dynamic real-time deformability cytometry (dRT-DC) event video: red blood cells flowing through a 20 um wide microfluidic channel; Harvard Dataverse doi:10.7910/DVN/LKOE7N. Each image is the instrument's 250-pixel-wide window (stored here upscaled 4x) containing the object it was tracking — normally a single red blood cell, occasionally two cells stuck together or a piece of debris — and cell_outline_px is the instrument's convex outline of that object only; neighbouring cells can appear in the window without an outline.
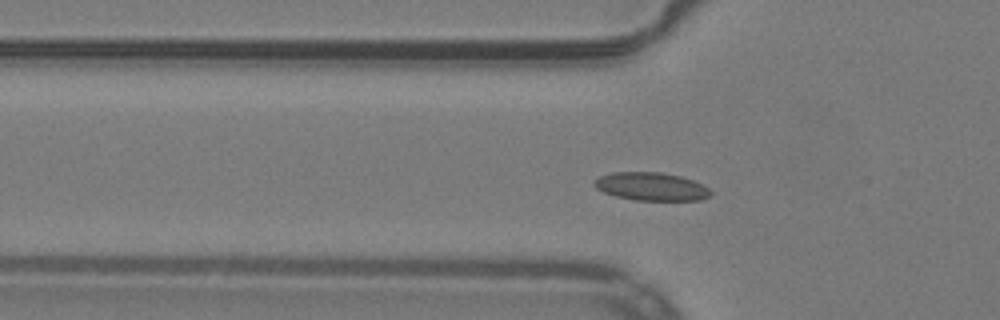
{"species": "common noctule bat (a hibernating species)", "species_latin": "Nyctalus noctula", "temperature_condition": "warm", "stored_images_in_passage": 40, "segment_of_instrument_passage": [1, 2], "camera_frame_rate_fps": 3000, "um_per_image_px": 0.085, "animal": {"sex": "male", "body_mass_g": 19.2, "forearm_length_mm": 51.8}, "frame": {"image": 1, "passage_image": 4, "time_ms": 1.0, "image_size_px": [1000, 320], "cell_outline_px": [[712, 196], [700, 200], [636, 200], [616, 196], [604, 192], [596, 188], [592, 184], [592, 180], [600, 176], [612, 172], [660, 172], [680, 176], [692, 180], [708, 188], [712, 192]], "centroid_in_image_um": [55.33, 15.85], "position_along_channel_um": 70.5, "area_um2": 19.07}}
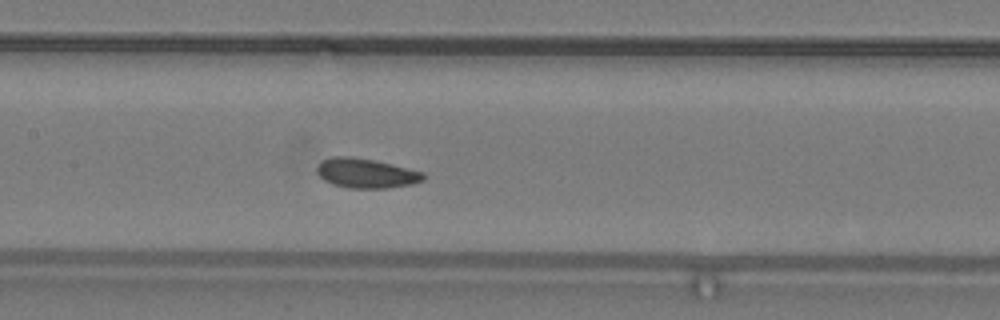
{"frame": {"image": 2, "passage_image": 12, "time_ms": 3.667, "image_size_px": [1000, 320], "cell_outline_px": [[424, 180], [412, 184], [388, 188], [348, 188], [332, 184], [324, 180], [316, 172], [316, 168], [320, 160], [332, 156], [348, 156], [372, 160], [424, 172]], "centroid_in_image_um": [31.07, 14.73], "position_along_channel_um": 176.3, "area_um2": 18.32}}
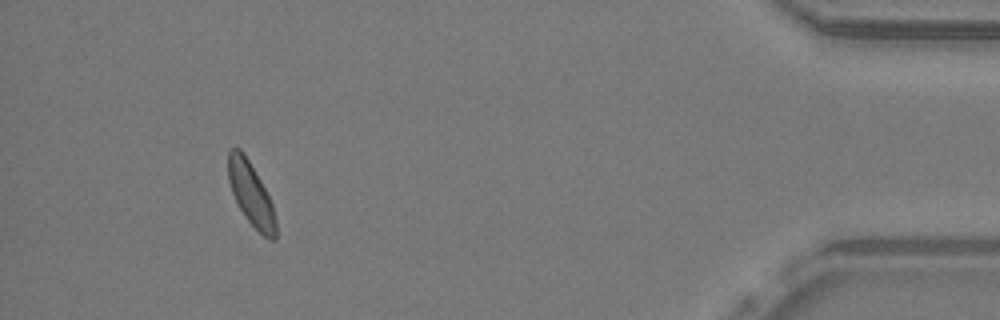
{"frame": {"image": 3, "passage_image": 35, "time_ms": 11.333, "image_size_px": [1000, 320], "cell_outline_px": [[276, 240], [268, 240], [244, 216], [232, 192], [228, 180], [228, 152], [232, 148], [240, 148], [244, 152], [260, 180], [272, 204], [276, 220]], "centroid_in_image_um": [21.33, 16.49], "position_along_channel_um": 413.9, "area_um2": 17.28}}